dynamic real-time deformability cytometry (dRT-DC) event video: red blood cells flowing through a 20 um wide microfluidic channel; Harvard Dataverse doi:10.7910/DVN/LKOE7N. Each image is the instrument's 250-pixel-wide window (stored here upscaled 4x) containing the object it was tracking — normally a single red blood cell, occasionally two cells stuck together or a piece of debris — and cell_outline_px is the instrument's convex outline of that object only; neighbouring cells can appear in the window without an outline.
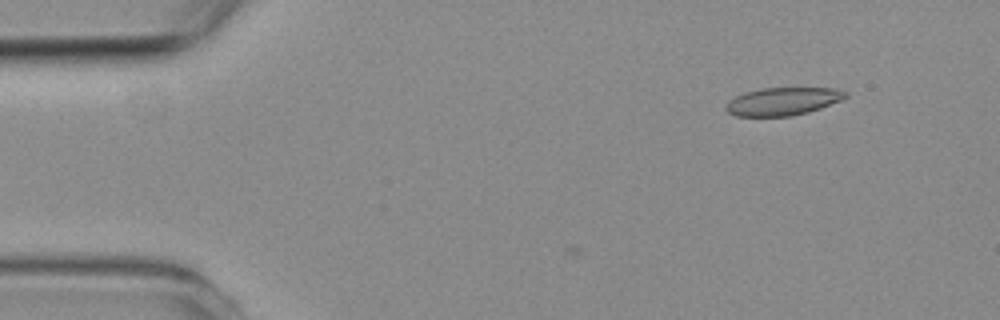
{"species": "common noctule bat (a hibernating species)", "species_latin": "Nyctalus noctula", "temperature_condition": "room temperature", "stored_images_in_passage": 3, "camera_frame_rate_fps": 3000, "um_per_image_px": 0.085, "animal": {"sex": "female", "body_mass_g": 19.3, "forearm_length_mm": 54.1}, "frame": {"image": 1, "passage_image": 1, "time_ms": 0.0, "image_size_px": [1000, 320], "cell_outline_px": [[848, 96], [840, 100], [820, 108], [808, 112], [788, 116], [736, 116], [728, 112], [724, 108], [724, 104], [728, 100], [744, 92], [764, 88], [832, 88], [848, 92]], "centroid_in_image_um": [66.49, 8.61], "position_along_channel_um": 18.5, "area_um2": 19.36}}
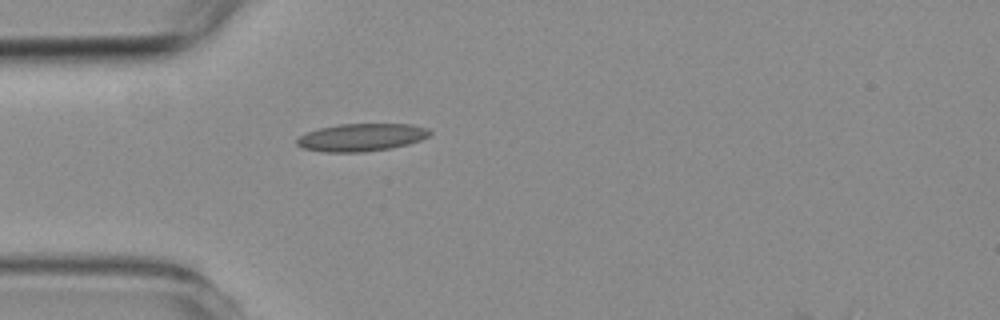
{"frame": {"image": 2, "passage_image": 3, "time_ms": 3.0, "image_size_px": [1000, 320], "cell_outline_px": [[432, 132], [428, 136], [420, 140], [408, 144], [392, 148], [364, 152], [324, 152], [304, 148], [296, 144], [296, 140], [300, 136], [308, 132], [320, 128], [340, 124], [412, 124], [428, 128]], "centroid_in_image_um": [30.75, 11.67], "position_along_channel_um": 54.3, "area_um2": 21.39}}